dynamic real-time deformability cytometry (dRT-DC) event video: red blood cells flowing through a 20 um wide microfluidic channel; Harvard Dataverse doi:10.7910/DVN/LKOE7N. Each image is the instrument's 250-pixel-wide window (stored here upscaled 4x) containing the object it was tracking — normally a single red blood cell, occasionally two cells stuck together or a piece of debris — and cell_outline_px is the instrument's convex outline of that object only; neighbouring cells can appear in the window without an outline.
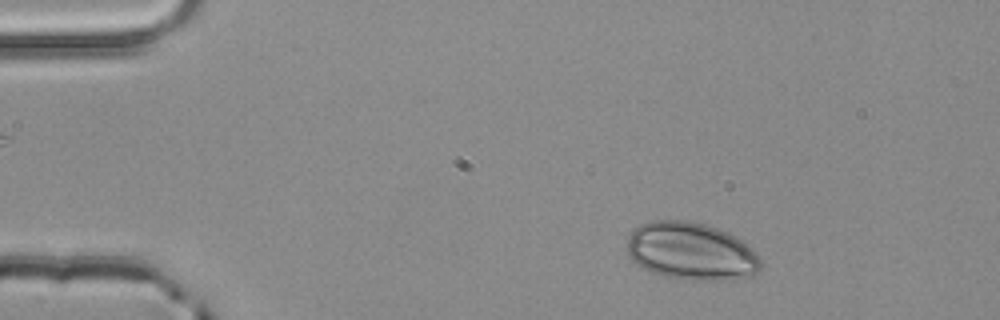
{"species": "common noctule bat (a hibernating species)", "species_latin": "Nyctalus noctula", "temperature_condition": "room temperature", "stored_images_in_passage": 2, "camera_frame_rate_fps": 3000, "um_per_image_px": 0.085, "animal": {"sex": "male", "body_mass_g": 20.4}, "frame": {"image": 1, "passage_image": 2, "time_ms": 0.333, "image_size_px": [1000, 320], "cell_outline_px": [[764, 264], [752, 276], [732, 280], [684, 280], [664, 276], [652, 272], [636, 264], [628, 256], [628, 236], [632, 228], [640, 224], [652, 220], [688, 220], [704, 224], [728, 232], [740, 240], [760, 256]], "centroid_in_image_um": [58.74, 21.37], "position_along_channel_um": 26.3, "area_um2": 45.37}}